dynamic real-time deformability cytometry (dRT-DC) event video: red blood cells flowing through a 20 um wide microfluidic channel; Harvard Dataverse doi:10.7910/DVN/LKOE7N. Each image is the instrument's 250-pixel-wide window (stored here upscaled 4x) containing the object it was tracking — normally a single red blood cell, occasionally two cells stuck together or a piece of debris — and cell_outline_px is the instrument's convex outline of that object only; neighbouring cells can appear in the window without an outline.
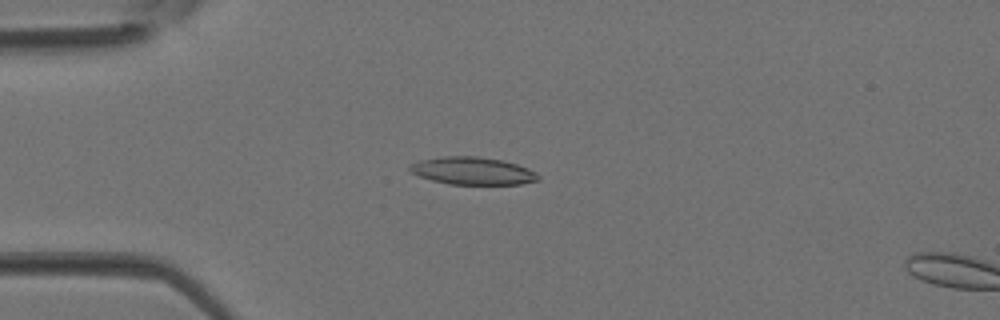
{"species": "Egyptian fruit bat (a non-hibernating species)", "species_latin": "Rousettus aegyptiacus", "temperature_condition": "room temperature", "stored_images_in_passage": 3, "camera_frame_rate_fps": 3000, "um_per_image_px": 0.085, "animal": {"sex": "female"}, "frame": {"image": 1, "passage_image": 2, "time_ms": 0.333, "image_size_px": [1000, 320], "cell_outline_px": [[540, 180], [520, 184], [448, 184], [432, 180], [420, 176], [412, 172], [408, 168], [412, 164], [420, 160], [444, 156], [476, 156], [504, 160], [528, 168], [536, 172], [540, 176]], "centroid_in_image_um": [40.21, 14.52], "position_along_channel_um": 44.8, "area_um2": 20.58}}